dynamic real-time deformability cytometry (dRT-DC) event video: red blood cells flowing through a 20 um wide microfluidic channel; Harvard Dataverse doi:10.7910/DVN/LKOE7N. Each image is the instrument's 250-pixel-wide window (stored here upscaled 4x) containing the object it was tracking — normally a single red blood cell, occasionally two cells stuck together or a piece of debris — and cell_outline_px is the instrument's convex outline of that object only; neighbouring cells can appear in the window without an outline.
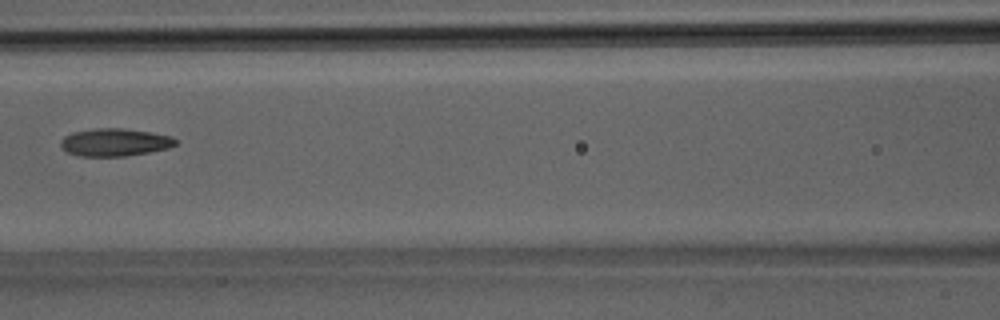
{"species": "Egyptian fruit bat (a non-hibernating species)", "species_latin": "Rousettus aegyptiacus", "temperature_condition": "room temperature", "stored_images_in_passage": 34, "camera_frame_rate_fps": 3000, "um_per_image_px": 0.085, "animal": {"sex": "male"}, "frame": {"image": 1, "passage_image": 13, "time_ms": 4.0, "image_size_px": [1000, 320], "cell_outline_px": [[176, 144], [168, 148], [148, 152], [124, 156], [80, 156], [68, 152], [60, 144], [60, 140], [64, 136], [72, 132], [92, 128], [124, 128], [152, 132], [172, 136], [176, 140]], "centroid_in_image_um": [9.75, 12.08], "position_along_channel_um": 156.9, "area_um2": 18.55}}
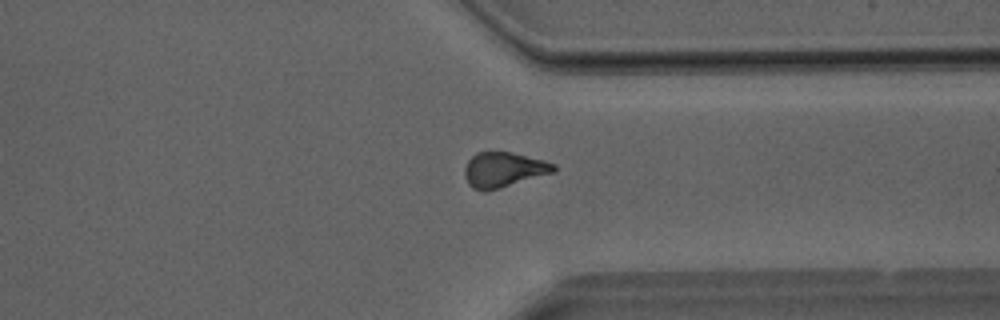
{"frame": {"image": 2, "passage_image": 25, "time_ms": 8.0, "image_size_px": [1000, 320], "cell_outline_px": [[556, 172], [500, 188], [484, 192], [472, 188], [468, 184], [464, 176], [464, 168], [468, 160], [476, 152], [508, 152], [544, 160], [556, 164]], "centroid_in_image_um": [42.8, 14.44], "position_along_channel_um": 368.6, "area_um2": 18.32}}
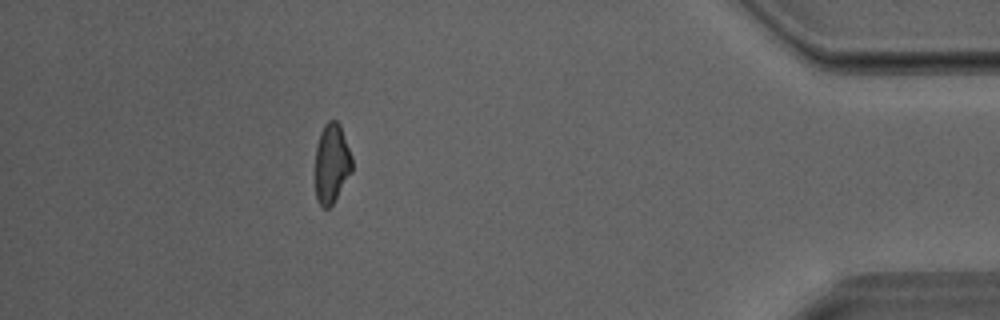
{"frame": {"image": 3, "passage_image": 30, "time_ms": 9.667, "image_size_px": [1000, 320], "cell_outline_px": [[352, 172], [332, 204], [328, 208], [324, 208], [320, 204], [316, 196], [316, 144], [320, 132], [324, 124], [328, 120], [336, 120], [340, 124], [352, 156]], "centroid_in_image_um": [28.2, 13.85], "position_along_channel_um": 407.0, "area_um2": 17.05}}